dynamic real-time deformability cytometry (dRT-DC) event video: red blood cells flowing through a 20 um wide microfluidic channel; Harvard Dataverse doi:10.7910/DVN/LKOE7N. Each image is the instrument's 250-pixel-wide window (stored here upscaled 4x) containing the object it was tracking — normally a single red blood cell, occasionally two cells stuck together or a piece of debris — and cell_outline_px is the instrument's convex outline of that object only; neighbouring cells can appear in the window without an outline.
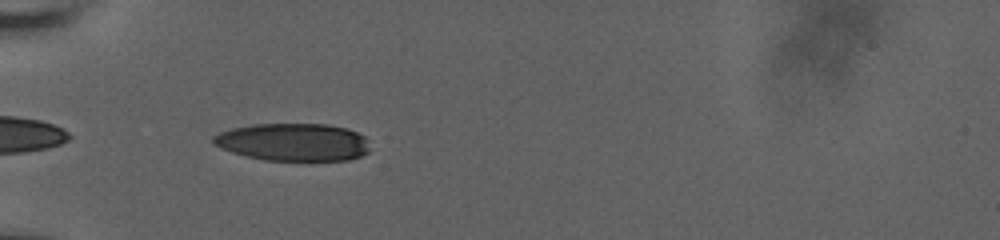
{"species": "human", "species_latin": "Homo sapiens", "temperature_condition": "room temperature", "stored_images_in_passage": 38, "camera_frame_rate_fps": 3000, "um_per_image_px": 0.085, "donor": {"sex": "male"}, "frame": {"image": 1, "passage_image": 3, "time_ms": 0.667, "image_size_px": [1000, 240], "cell_outline_px": [[368, 152], [360, 156], [348, 160], [264, 160], [232, 152], [220, 148], [212, 140], [212, 136], [220, 132], [232, 128], [252, 124], [328, 124], [348, 128], [364, 136], [368, 140]], "centroid_in_image_um": [24.93, 12.07], "position_along_channel_um": 60.1, "area_um2": 34.33}}
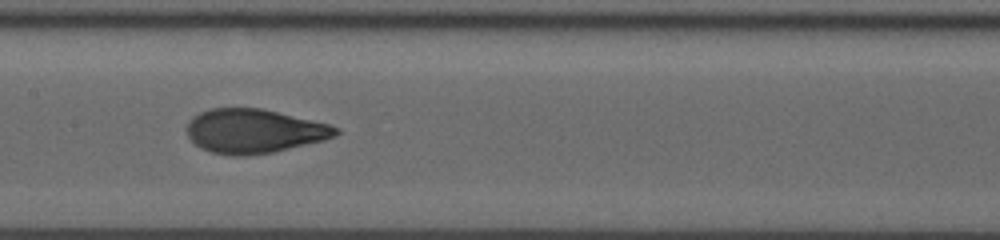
{"frame": {"image": 2, "passage_image": 14, "time_ms": 4.333, "image_size_px": [1000, 240], "cell_outline_px": [[340, 132], [336, 136], [324, 140], [272, 152], [248, 156], [232, 156], [212, 152], [200, 148], [188, 136], [184, 128], [188, 120], [192, 116], [200, 112], [212, 108], [260, 108], [328, 124], [340, 128]], "centroid_in_image_um": [21.55, 11.15], "position_along_channel_um": 185.9, "area_um2": 38.32}}
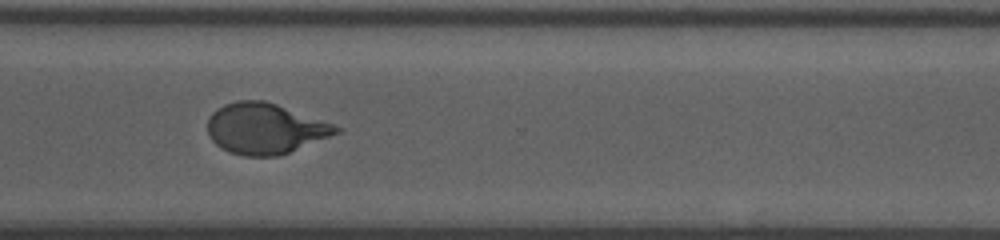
{"frame": {"image": 3, "passage_image": 27, "time_ms": 8.667, "image_size_px": [1000, 240], "cell_outline_px": [[344, 128], [340, 132], [288, 152], [276, 156], [244, 156], [228, 152], [220, 148], [208, 136], [208, 116], [216, 108], [224, 104], [236, 100], [264, 100], [276, 104]], "centroid_in_image_um": [22.47, 10.92], "position_along_channel_um": 348.1, "area_um2": 37.8}, "authors_computed_cell_mechanics": {"area_um2": 38.0324, "velocity_mm_per_s": 3.76, "shape_relaxation_time_tau1_ms": 3.9816, "shape_relaxation_time_tau2_ms": 0.7745, "deformation_change_tau1": 0.2133, "deformation_change_tau2": 0.0667}}